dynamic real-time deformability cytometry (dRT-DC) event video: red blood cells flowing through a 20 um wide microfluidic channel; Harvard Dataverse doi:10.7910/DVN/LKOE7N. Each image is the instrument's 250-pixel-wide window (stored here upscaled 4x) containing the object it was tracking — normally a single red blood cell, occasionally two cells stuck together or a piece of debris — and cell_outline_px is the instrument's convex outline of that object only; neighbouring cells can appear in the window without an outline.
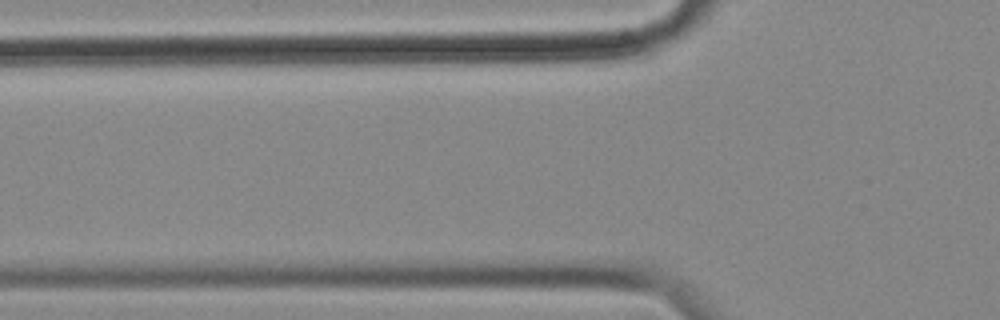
{"species": "common noctule bat (a hibernating species)", "species_latin": "Nyctalus noctula", "temperature_condition": "cold", "stored_images_in_passage": 3, "camera_frame_rate_fps": 3000, "um_per_image_px": 0.085, "animal": {"sex": "female", "body_mass_g": 18.4}, "frame": {"image": 1, "passage_image": 2, "time_ms": 0.333, "image_size_px": [1000, 320], "cell_outline_px": [[644, 48], [636, 52], [616, 60], [480, 64], [384, 64], [384, 60], [424, 48], [632, 40], [644, 40]], "centroid_in_image_um": [44.34, 4.53], "position_along_channel_um": 81.5, "area_um2": 31.1}}